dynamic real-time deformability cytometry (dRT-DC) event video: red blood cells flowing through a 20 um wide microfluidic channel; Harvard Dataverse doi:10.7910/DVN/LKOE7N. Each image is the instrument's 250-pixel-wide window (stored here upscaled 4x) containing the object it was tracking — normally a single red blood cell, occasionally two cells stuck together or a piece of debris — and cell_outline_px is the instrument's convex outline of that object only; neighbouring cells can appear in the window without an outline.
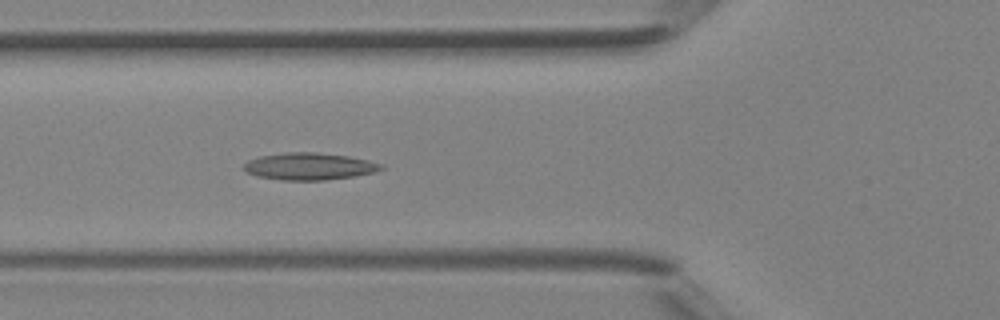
{"species": "Egyptian fruit bat (a non-hibernating species)", "species_latin": "Rousettus aegyptiacus", "temperature_condition": "room temperature", "stored_images_in_passage": 42, "camera_frame_rate_fps": 3000, "um_per_image_px": 0.085, "animal": {"sex": "female"}, "frame": {"image": 1, "passage_image": 15, "time_ms": 4.667, "image_size_px": [1000, 320], "cell_outline_px": [[384, 168], [372, 172], [356, 176], [324, 180], [284, 180], [256, 176], [244, 172], [244, 164], [248, 160], [260, 156], [284, 152], [316, 152], [348, 156], [368, 160], [384, 164]], "centroid_in_image_um": [26.27, 14.13], "position_along_channel_um": 99.5, "area_um2": 21.73}}
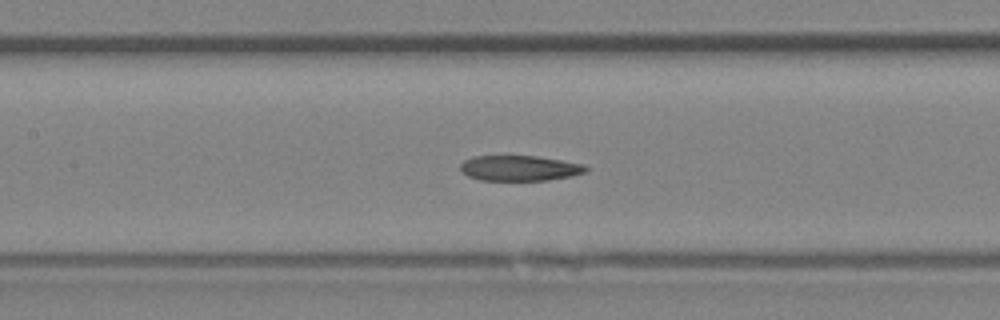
{"frame": {"image": 2, "passage_image": 19, "time_ms": 6.0, "image_size_px": [1000, 320], "cell_outline_px": [[588, 172], [572, 176], [548, 180], [480, 180], [468, 176], [460, 172], [460, 164], [464, 160], [472, 156], [536, 156], [584, 164], [588, 168]], "centroid_in_image_um": [44.15, 14.29], "position_along_channel_um": 163.2, "area_um2": 18.67}}
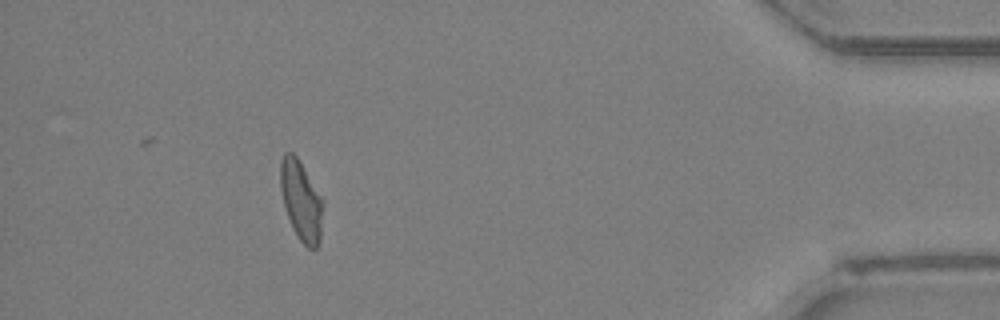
{"frame": {"image": 3, "passage_image": 38, "time_ms": 12.333, "image_size_px": [1000, 320], "cell_outline_px": [[324, 200], [320, 240], [316, 248], [308, 248], [300, 240], [292, 228], [284, 204], [280, 188], [280, 160], [284, 152], [292, 152], [296, 156]], "centroid_in_image_um": [25.6, 17.05], "position_along_channel_um": 409.6, "area_um2": 19.77}}